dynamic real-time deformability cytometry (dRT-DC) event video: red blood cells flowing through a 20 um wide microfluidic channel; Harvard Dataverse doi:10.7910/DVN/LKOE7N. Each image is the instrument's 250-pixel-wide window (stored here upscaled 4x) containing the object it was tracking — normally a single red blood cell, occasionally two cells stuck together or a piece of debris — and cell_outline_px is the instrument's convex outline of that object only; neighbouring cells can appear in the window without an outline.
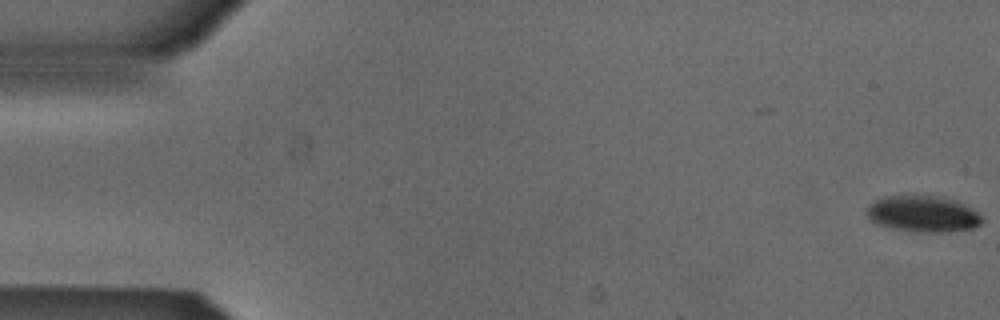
{"species": "Egyptian fruit bat (a non-hibernating species)", "species_latin": "Rousettus aegyptiacus", "temperature_condition": "cold", "stored_images_in_passage": 54, "camera_frame_rate_fps": 3000, "um_per_image_px": 0.085, "animal": {"sex": "male"}, "frame": {"image": 1, "passage_image": 1, "time_ms": 0.0, "image_size_px": [1000, 320], "cell_outline_px": [[984, 220], [980, 224], [972, 228], [948, 232], [920, 232], [892, 228], [876, 224], [868, 216], [864, 208], [868, 204], [884, 196], [940, 196], [952, 200], [972, 208], [984, 216]], "centroid_in_image_um": [78.45, 18.19], "position_along_channel_um": 6.6, "area_um2": 24.39}}
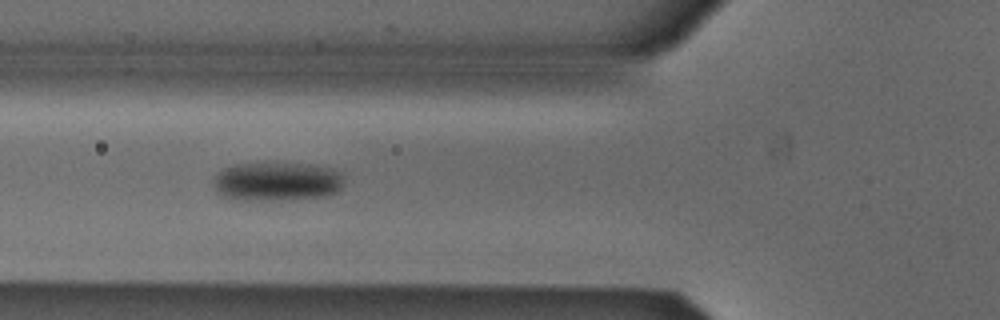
{"frame": {"image": 2, "passage_image": 20, "time_ms": 6.333, "image_size_px": [1000, 320], "cell_outline_px": [[344, 184], [336, 192], [324, 196], [272, 200], [236, 200], [224, 196], [216, 192], [212, 184], [216, 176], [224, 168], [236, 164], [316, 164], [332, 168], [340, 172]], "centroid_in_image_um": [23.53, 15.43], "position_along_channel_um": 102.3, "area_um2": 29.42}}
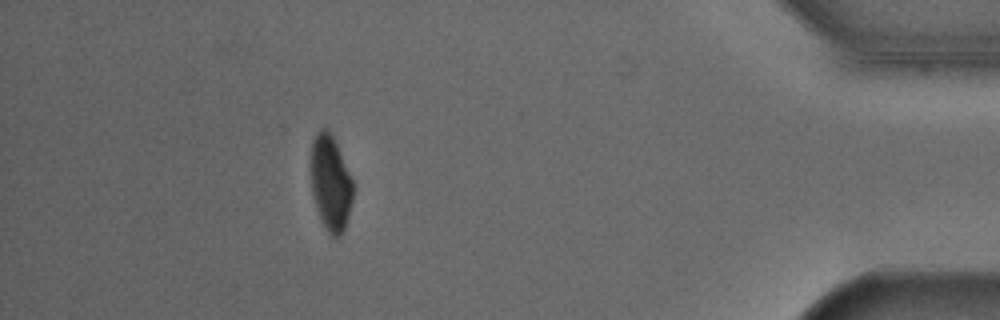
{"frame": {"image": 3, "passage_image": 48, "time_ms": 15.667, "image_size_px": [1000, 320], "cell_outline_px": [[352, 200], [348, 216], [344, 228], [340, 236], [332, 236], [324, 228], [320, 220], [316, 208], [312, 192], [312, 140], [320, 128], [324, 128], [332, 136], [352, 176]], "centroid_in_image_um": [28.1, 15.59], "position_along_channel_um": 407.1, "area_um2": 23.0}, "authors_computed_cell_mechanics": {"area_um2": 27.0793, "velocity_mm_per_s": 3.8621, "shape_relaxation_time_tau1_ms": 5.363, "shape_relaxation_time_tau2_ms": null, "deformation_change_tau1": 0.1232, "deformation_change_tau2": null}}